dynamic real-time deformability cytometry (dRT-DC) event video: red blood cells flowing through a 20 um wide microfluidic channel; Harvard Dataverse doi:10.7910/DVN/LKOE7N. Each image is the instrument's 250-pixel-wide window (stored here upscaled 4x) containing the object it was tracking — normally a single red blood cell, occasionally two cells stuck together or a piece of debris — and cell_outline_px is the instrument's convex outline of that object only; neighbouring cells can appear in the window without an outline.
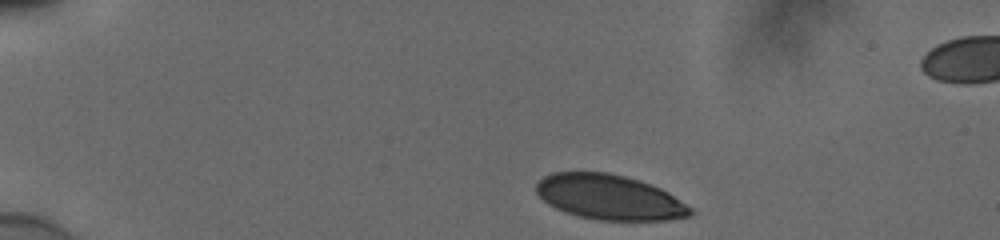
{"species": "human", "species_latin": "Homo sapiens", "temperature_condition": "cold", "stored_images_in_passage": 39, "camera_frame_rate_fps": 3000, "um_per_image_px": 0.085, "donor": {"sex": "male"}, "frame": {"image": 1, "passage_image": 1, "time_ms": 0.0, "image_size_px": [1000, 240], "cell_outline_px": [[696, 212], [692, 216], [668, 220], [596, 220], [564, 212], [548, 204], [536, 192], [536, 184], [544, 176], [552, 172], [608, 172], [640, 180], [652, 184], [668, 192], [692, 208]], "centroid_in_image_um": [51.83, 16.76], "position_along_channel_um": 33.2, "area_um2": 40.58}}
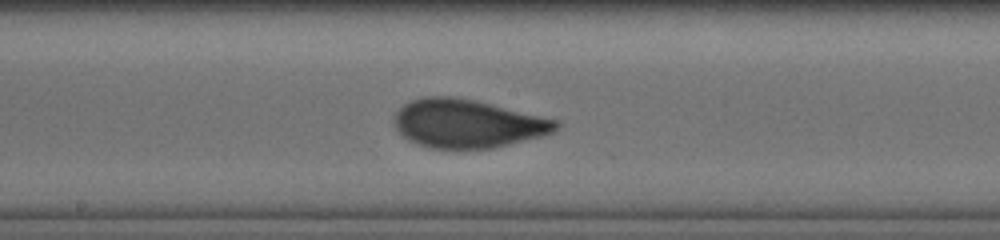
{"frame": {"image": 2, "passage_image": 21, "time_ms": 6.667, "image_size_px": [1000, 240], "cell_outline_px": [[560, 124], [556, 132], [544, 136], [492, 148], [432, 148], [408, 140], [396, 128], [396, 112], [404, 104], [412, 100], [424, 96], [448, 96], [472, 100], [556, 120]], "centroid_in_image_um": [39.75, 10.51], "position_along_channel_um": 208.4, "area_um2": 44.85}}
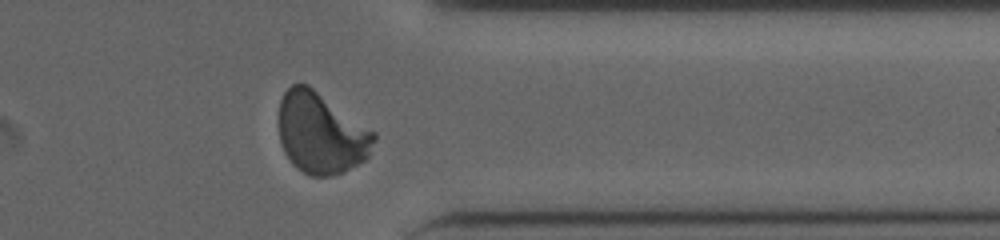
{"frame": {"image": 3, "passage_image": 35, "time_ms": 11.333, "image_size_px": [1000, 240], "cell_outline_px": [[376, 140], [368, 156], [364, 160], [344, 172], [328, 176], [312, 176], [296, 168], [292, 164], [284, 152], [280, 140], [280, 100], [284, 92], [292, 84], [308, 84], [376, 132]], "centroid_in_image_um": [27.31, 11.32], "position_along_channel_um": 384.1, "area_um2": 44.97}, "authors_computed_cell_mechanics": {"area_um2": 44.4482, "velocity_mm_per_s": 3.8478, "shape_relaxation_time_tau1_ms": 5.3283, "shape_relaxation_time_tau2_ms": null, "deformation_change_tau1": 0.1705, "deformation_change_tau2": null}}